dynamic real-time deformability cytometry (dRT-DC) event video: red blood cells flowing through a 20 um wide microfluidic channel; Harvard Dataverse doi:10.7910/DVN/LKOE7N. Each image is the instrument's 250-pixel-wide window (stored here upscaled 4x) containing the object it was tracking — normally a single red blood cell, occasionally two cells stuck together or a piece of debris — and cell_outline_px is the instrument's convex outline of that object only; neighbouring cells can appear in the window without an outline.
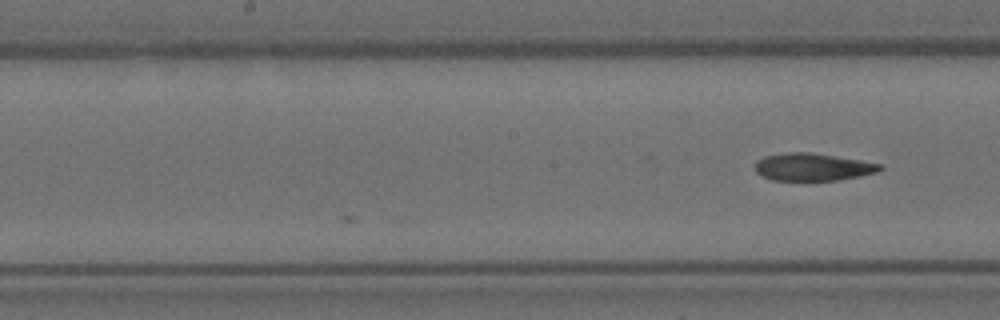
{"species": "Egyptian fruit bat (a non-hibernating species)", "species_latin": "Rousettus aegyptiacus", "temperature_condition": "room temperature", "stored_images_in_passage": 13, "camera_frame_rate_fps": 3000, "um_per_image_px": 0.085, "animal": {"sex": "female"}, "frame": {"image": 1, "passage_image": 13, "time_ms": 4.0, "image_size_px": [1000, 320], "cell_outline_px": [[884, 168], [876, 172], [860, 176], [836, 180], [772, 180], [760, 176], [756, 172], [756, 164], [764, 156], [788, 152], [808, 152], [860, 160], [884, 164]], "centroid_in_image_um": [69.1, 14.2], "position_along_channel_um": 179.1, "area_um2": 19.88}}